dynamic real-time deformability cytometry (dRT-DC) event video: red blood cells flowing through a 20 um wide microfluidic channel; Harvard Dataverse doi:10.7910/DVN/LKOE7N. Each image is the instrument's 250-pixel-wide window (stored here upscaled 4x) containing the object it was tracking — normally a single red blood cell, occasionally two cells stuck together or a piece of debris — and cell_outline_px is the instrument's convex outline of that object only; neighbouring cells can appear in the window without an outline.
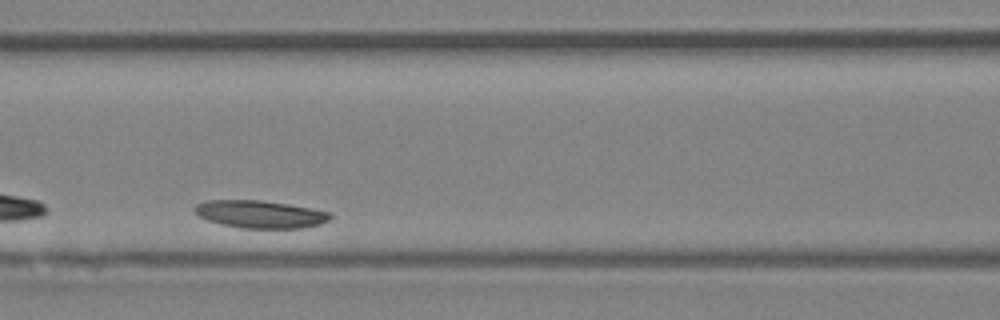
{"species": "Egyptian fruit bat (a non-hibernating species)", "species_latin": "Rousettus aegyptiacus", "temperature_condition": "room temperature", "stored_images_in_passage": 31, "camera_frame_rate_fps": 3000, "um_per_image_px": 0.085, "animal": {"sex": "female"}, "frame": {"image": 1, "passage_image": 10, "time_ms": 3.0, "image_size_px": [1000, 320], "cell_outline_px": [[332, 216], [328, 220], [320, 224], [304, 228], [240, 228], [220, 224], [208, 220], [200, 216], [196, 212], [196, 204], [208, 200], [260, 200], [312, 208], [332, 212]], "centroid_in_image_um": [22.16, 18.21], "position_along_channel_um": 144.4, "area_um2": 21.73}}
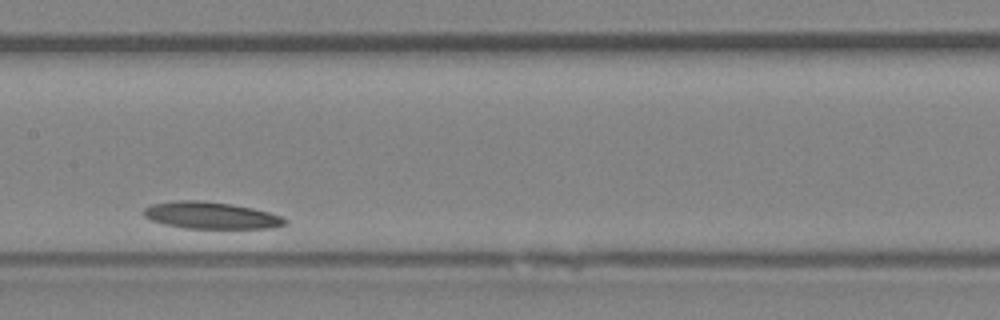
{"frame": {"image": 2, "passage_image": 14, "time_ms": 4.333, "image_size_px": [1000, 320], "cell_outline_px": [[288, 224], [276, 228], [184, 228], [164, 224], [152, 220], [144, 216], [144, 208], [152, 204], [176, 200], [196, 200], [232, 204], [252, 208], [284, 216], [288, 220]], "centroid_in_image_um": [17.99, 18.31], "position_along_channel_um": 189.4, "area_um2": 22.2}}